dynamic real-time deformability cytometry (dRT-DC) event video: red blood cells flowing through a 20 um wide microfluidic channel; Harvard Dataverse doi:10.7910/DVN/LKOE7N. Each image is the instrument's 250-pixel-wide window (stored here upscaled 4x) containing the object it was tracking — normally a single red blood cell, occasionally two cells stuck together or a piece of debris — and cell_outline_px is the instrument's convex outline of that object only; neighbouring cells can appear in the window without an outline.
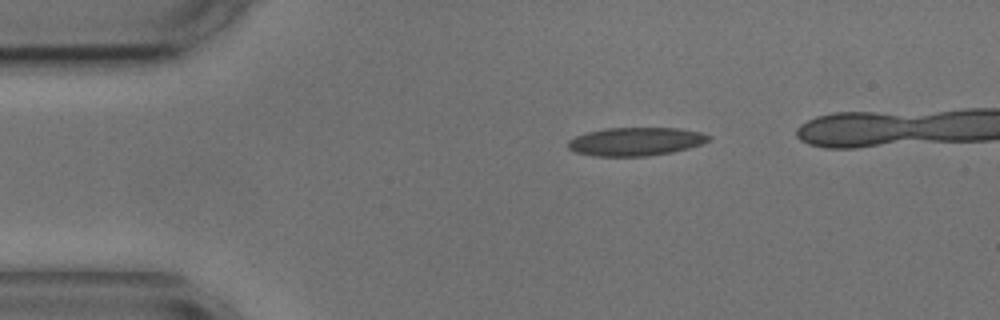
{"species": "common noctule bat (a hibernating species)", "species_latin": "Nyctalus noctula", "temperature_condition": "cold", "stored_images_in_passage": 3, "camera_frame_rate_fps": 3000, "um_per_image_px": 0.085, "animal": {"sex": "male", "body_mass_g": 17.9, "forearm_length_mm": 54.2}, "frame": {"image": 1, "passage_image": 1, "time_ms": 0.0, "image_size_px": [1000, 320], "cell_outline_px": [[712, 136], [708, 140], [700, 144], [688, 148], [672, 152], [648, 156], [592, 156], [576, 152], [568, 148], [568, 140], [576, 136], [588, 132], [604, 128], [680, 128], [700, 132]], "centroid_in_image_um": [54.02, 12.03], "position_along_channel_um": 31.0, "area_um2": 23.18}}
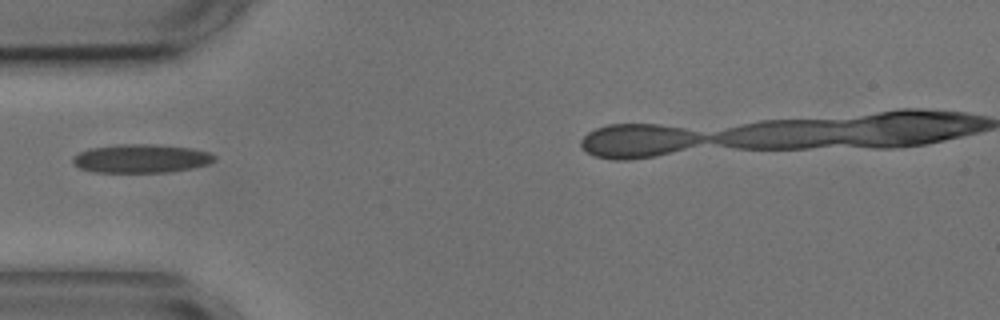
{"frame": {"image": 2, "passage_image": 3, "time_ms": 2.333, "image_size_px": [1000, 320], "cell_outline_px": [[216, 160], [208, 164], [192, 168], [168, 172], [92, 172], [80, 168], [72, 164], [72, 156], [88, 148], [116, 144], [156, 144], [192, 148], [208, 152], [216, 156]], "centroid_in_image_um": [11.97, 13.47], "position_along_channel_um": 73.0, "area_um2": 23.87}}